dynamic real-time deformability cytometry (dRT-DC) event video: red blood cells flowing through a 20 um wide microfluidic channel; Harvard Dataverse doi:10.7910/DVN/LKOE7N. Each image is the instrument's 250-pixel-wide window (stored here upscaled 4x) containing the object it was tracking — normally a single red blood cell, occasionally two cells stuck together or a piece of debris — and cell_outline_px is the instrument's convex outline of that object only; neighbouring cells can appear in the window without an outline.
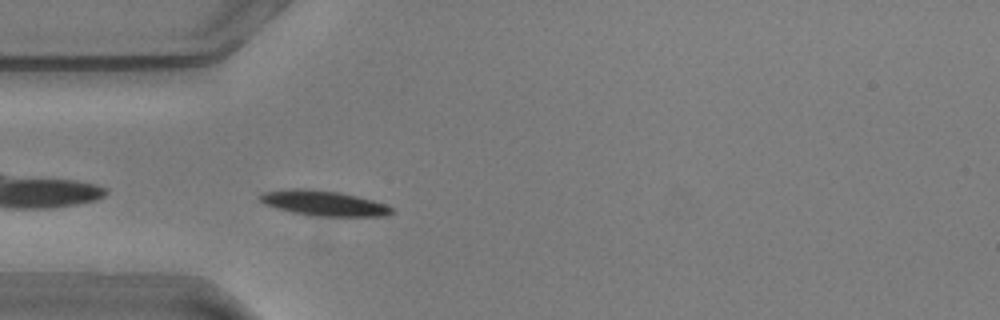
{"species": "common noctule bat (a hibernating species)", "species_latin": "Nyctalus noctula", "temperature_condition": "warm", "stored_images_in_passage": 42, "camera_frame_rate_fps": 3000, "um_per_image_px": 0.085, "animal": {"sex": "male", "body_mass_g": 20.5, "forearm_length_mm": 52.5}, "frame": {"image": 1, "passage_image": 2, "time_ms": 0.333, "image_size_px": [1000, 320], "cell_outline_px": [[396, 212], [388, 216], [312, 216], [292, 212], [276, 208], [264, 204], [256, 196], [260, 192], [284, 188], [308, 188], [340, 192], [372, 200], [384, 204], [392, 208]], "centroid_in_image_um": [27.45, 17.25], "position_along_channel_um": 57.6, "area_um2": 19.71}}
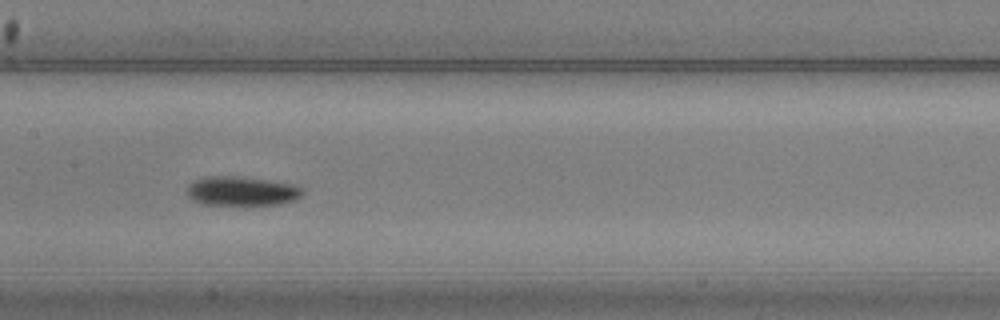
{"frame": {"image": 2, "passage_image": 13, "time_ms": 4.0, "image_size_px": [1000, 320], "cell_outline_px": [[304, 196], [296, 200], [280, 204], [200, 204], [192, 200], [188, 196], [188, 184], [204, 176], [240, 176], [292, 184], [304, 188]], "centroid_in_image_um": [20.58, 16.24], "position_along_channel_um": 186.8, "area_um2": 19.77}}
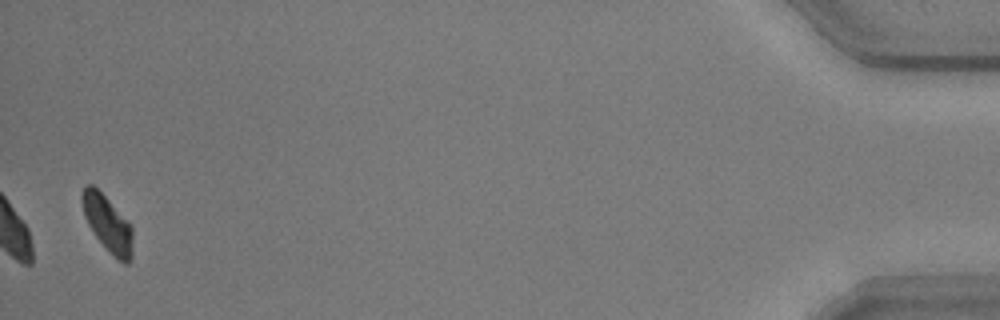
{"frame": {"image": 3, "passage_image": 41, "time_ms": 13.333, "image_size_px": [1000, 320], "cell_outline_px": [[132, 260], [128, 264], [124, 264], [96, 236], [88, 224], [84, 216], [80, 200], [80, 196], [84, 188], [88, 184], [92, 184], [132, 224]], "centroid_in_image_um": [9.15, 18.98], "position_along_channel_um": 426.1, "area_um2": 16.24}, "authors_computed_cell_mechanics": {"area_um2": 18.2648, "velocity_mm_per_s": 3.5733, "shape_relaxation_time_tau1_ms": 1.928, "shape_relaxation_time_tau2_ms": 8.2573, "deformation_change_tau1": 0.0896, "deformation_change_tau2": 0.1232}}